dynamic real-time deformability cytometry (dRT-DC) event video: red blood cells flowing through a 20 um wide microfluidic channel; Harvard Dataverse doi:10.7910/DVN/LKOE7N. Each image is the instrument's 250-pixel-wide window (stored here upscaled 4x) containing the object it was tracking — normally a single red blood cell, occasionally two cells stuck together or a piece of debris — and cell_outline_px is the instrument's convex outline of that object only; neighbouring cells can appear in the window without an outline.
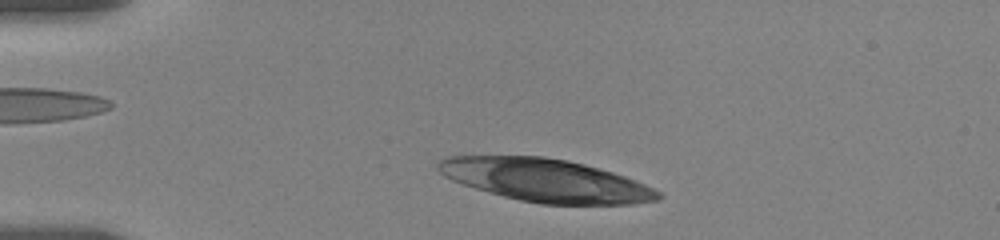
{"species": "human", "species_latin": "Homo sapiens", "temperature_condition": "room temperature", "stored_images_in_passage": 68, "camera_frame_rate_fps": 3000, "um_per_image_px": 0.085, "donor": {"sex": "female"}, "frame": {"image": 1, "passage_image": 6, "time_ms": 1.333, "image_size_px": [1000, 240], "cell_outline_px": [[664, 196], [656, 200], [632, 204], [540, 204], [520, 200], [504, 196], [476, 188], [452, 180], [444, 176], [436, 168], [436, 164], [440, 160], [448, 156], [544, 156], [568, 160], [584, 164], [612, 172], [624, 176], [644, 184], [660, 192]], "centroid_in_image_um": [46.37, 15.32], "position_along_channel_um": 38.6, "area_um2": 54.56}}